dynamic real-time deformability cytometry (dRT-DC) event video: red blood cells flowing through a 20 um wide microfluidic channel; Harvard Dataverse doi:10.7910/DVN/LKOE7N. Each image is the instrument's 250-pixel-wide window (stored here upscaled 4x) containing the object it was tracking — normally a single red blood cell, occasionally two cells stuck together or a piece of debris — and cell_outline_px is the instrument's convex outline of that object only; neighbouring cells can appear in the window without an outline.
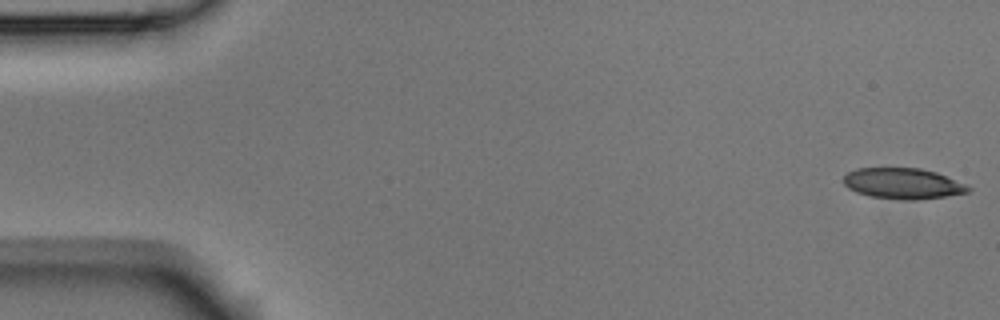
{"species": "Egyptian fruit bat (a non-hibernating species)", "species_latin": "Rousettus aegyptiacus", "temperature_condition": "room temperature", "stored_images_in_passage": 5, "camera_frame_rate_fps": 3000, "um_per_image_px": 0.085, "animal": {"sex": "male"}, "frame": {"image": 1, "passage_image": 1, "time_ms": 0.0, "image_size_px": [1000, 320], "cell_outline_px": [[972, 188], [968, 192], [948, 196], [920, 200], [904, 200], [868, 196], [856, 192], [848, 188], [844, 184], [844, 176], [848, 172], [856, 168], [920, 168], [936, 172], [968, 184]], "centroid_in_image_um": [76.78, 15.6], "position_along_channel_um": 8.2, "area_um2": 22.66}}
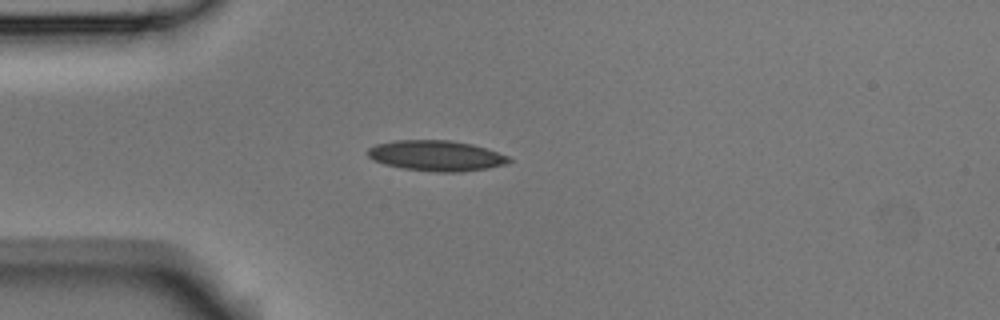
{"frame": {"image": 2, "passage_image": 5, "time_ms": 1.333, "image_size_px": [1000, 320], "cell_outline_px": [[512, 160], [504, 164], [488, 168], [460, 172], [436, 172], [404, 168], [384, 164], [372, 160], [368, 156], [368, 148], [376, 144], [396, 140], [448, 140], [472, 144], [508, 156]], "centroid_in_image_um": [37.05, 13.23], "position_along_channel_um": 48.0, "area_um2": 24.91}}